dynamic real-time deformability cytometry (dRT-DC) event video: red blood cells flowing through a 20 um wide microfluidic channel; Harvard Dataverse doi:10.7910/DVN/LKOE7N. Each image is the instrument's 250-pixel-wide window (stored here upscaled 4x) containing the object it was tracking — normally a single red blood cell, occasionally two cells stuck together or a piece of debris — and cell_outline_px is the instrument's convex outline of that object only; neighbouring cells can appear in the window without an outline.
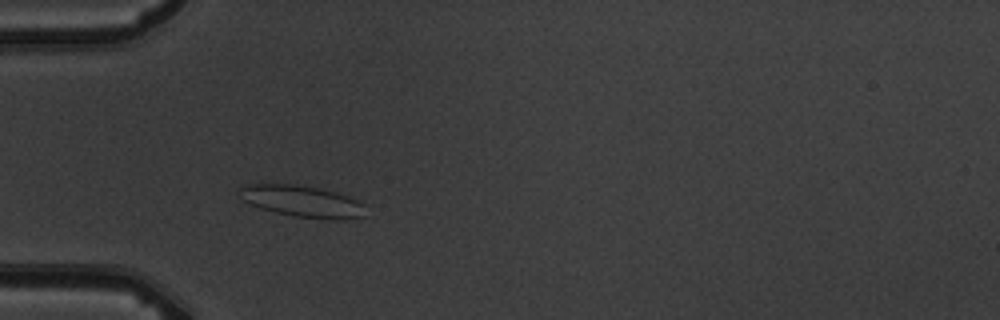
{"species": "common noctule bat (a hibernating species)", "species_latin": "Nyctalus noctula", "temperature_condition": "warm", "stored_images_in_passage": 3, "camera_frame_rate_fps": 3000, "um_per_image_px": 0.085, "animal": {"sex": "male", "body_mass_g": 19.5, "forearm_length_mm": 54.6}, "frame": {"image": 1, "passage_image": 3, "time_ms": 2.333, "image_size_px": [1000, 320], "cell_outline_px": [[364, 216], [340, 220], [336, 220], [292, 216], [260, 208], [244, 200], [240, 188], [248, 184], [296, 184], [316, 188], [348, 196], [364, 204]], "centroid_in_image_um": [25.72, 17.12], "position_along_channel_um": 59.3, "area_um2": 22.72}}